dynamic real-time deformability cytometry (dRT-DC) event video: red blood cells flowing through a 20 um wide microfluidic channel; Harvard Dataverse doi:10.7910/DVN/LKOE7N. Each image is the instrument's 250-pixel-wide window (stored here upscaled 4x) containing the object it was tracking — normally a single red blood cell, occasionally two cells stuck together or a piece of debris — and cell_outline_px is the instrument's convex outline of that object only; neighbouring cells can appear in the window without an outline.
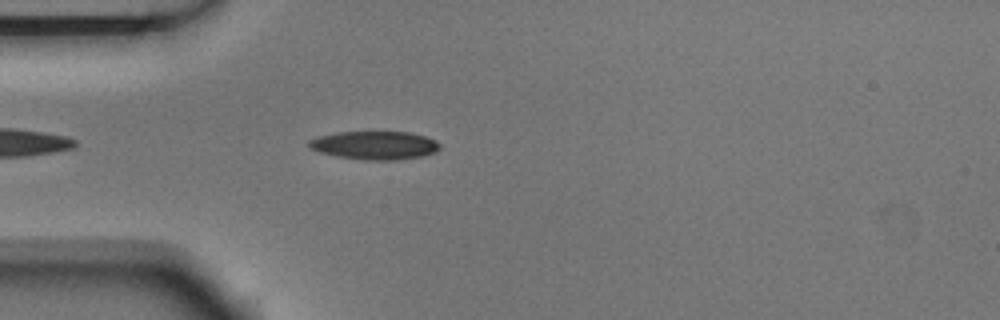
{"species": "Egyptian fruit bat (a non-hibernating species)", "species_latin": "Rousettus aegyptiacus", "temperature_condition": "room temperature", "stored_images_in_passage": 4, "camera_frame_rate_fps": 3000, "um_per_image_px": 0.085, "animal": {"sex": "male"}, "frame": {"image": 1, "passage_image": 4, "time_ms": 1.0, "image_size_px": [1000, 320], "cell_outline_px": [[440, 148], [436, 152], [420, 156], [396, 160], [360, 160], [336, 156], [320, 152], [308, 148], [308, 140], [316, 136], [340, 132], [408, 132], [424, 136], [436, 140], [440, 144]], "centroid_in_image_um": [31.81, 12.35], "position_along_channel_um": 53.2, "area_um2": 21.73}}